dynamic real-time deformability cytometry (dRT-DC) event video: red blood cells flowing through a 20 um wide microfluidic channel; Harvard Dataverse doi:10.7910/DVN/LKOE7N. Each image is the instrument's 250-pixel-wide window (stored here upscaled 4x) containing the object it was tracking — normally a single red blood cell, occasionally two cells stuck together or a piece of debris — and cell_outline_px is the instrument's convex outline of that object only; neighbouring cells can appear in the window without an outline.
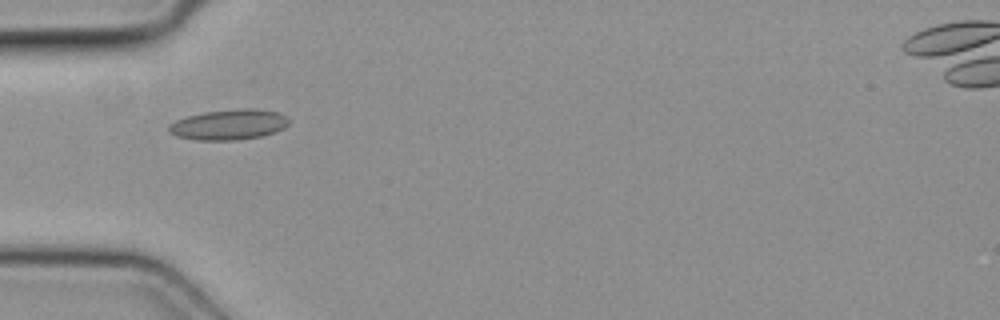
{"species": "common noctule bat (a hibernating species)", "species_latin": "Nyctalus noctula", "temperature_condition": "cold", "stored_images_in_passage": 4, "camera_frame_rate_fps": 3000, "um_per_image_px": 0.085, "animal": {"sex": "female", "body_mass_g": 19.3, "forearm_length_mm": 54.1}, "frame": {"image": 1, "passage_image": 4, "time_ms": 1.0, "image_size_px": [1000, 320], "cell_outline_px": [[288, 124], [284, 128], [276, 132], [260, 136], [236, 140], [196, 140], [176, 136], [168, 132], [168, 124], [176, 120], [188, 116], [204, 112], [240, 108], [256, 108], [280, 112], [288, 116]], "centroid_in_image_um": [19.47, 10.58], "position_along_channel_um": 65.5, "area_um2": 21.5}}